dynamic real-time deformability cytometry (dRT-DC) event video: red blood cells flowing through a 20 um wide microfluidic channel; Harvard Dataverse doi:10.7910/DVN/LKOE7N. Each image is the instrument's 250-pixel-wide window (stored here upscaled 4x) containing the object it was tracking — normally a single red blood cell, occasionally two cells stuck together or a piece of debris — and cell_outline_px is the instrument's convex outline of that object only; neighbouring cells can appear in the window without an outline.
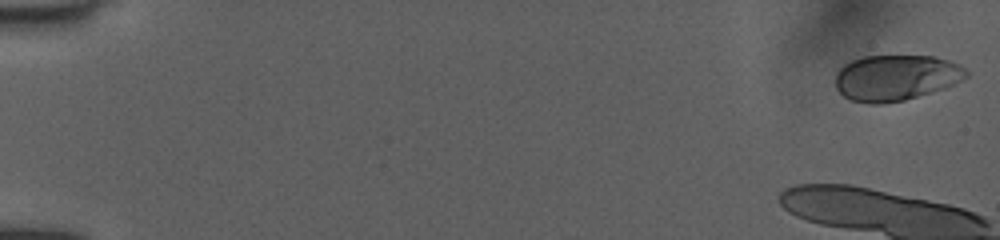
{"species": "human", "species_latin": "Homo sapiens", "temperature_condition": "room temperature", "stored_images_in_passage": 17, "camera_frame_rate_fps": 3000, "um_per_image_px": 0.085, "donor": {"sex": "female"}, "frame": {"image": 1, "passage_image": 1, "time_ms": 0.0, "image_size_px": [1000, 240], "cell_outline_px": [[968, 76], [944, 88], [904, 100], [884, 104], [868, 104], [852, 100], [844, 96], [836, 88], [836, 76], [840, 68], [844, 64], [852, 60], [864, 56], [932, 56], [948, 60], [960, 64], [968, 72]], "centroid_in_image_um": [76.14, 6.6], "position_along_channel_um": 8.9, "area_um2": 34.8}}